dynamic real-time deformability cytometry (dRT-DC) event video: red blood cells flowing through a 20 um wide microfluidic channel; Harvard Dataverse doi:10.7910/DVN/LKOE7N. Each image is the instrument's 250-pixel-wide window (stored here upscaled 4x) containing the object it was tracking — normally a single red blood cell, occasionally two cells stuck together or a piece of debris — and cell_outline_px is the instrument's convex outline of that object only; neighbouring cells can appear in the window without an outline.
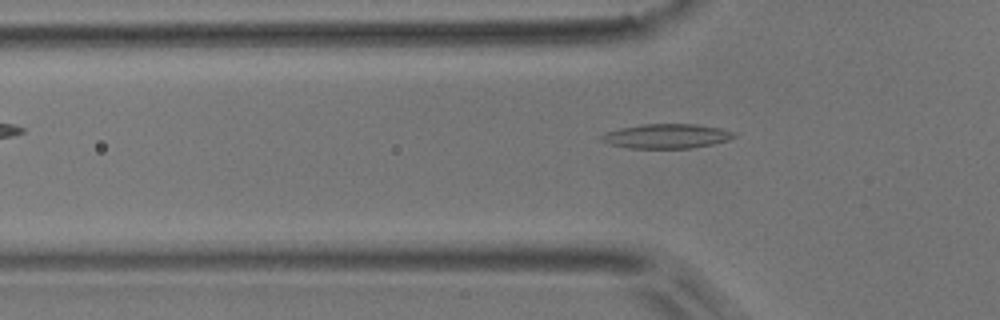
{"species": "common noctule bat (a hibernating species)", "species_latin": "Nyctalus noctula", "temperature_condition": "room temperature", "stored_images_in_passage": 38, "camera_frame_rate_fps": 3000, "um_per_image_px": 0.085, "animal": {"sex": "male", "body_mass_g": 17.9}, "frame": {"image": 1, "passage_image": 2, "time_ms": 0.333, "image_size_px": [1000, 320], "cell_outline_px": [[736, 136], [728, 140], [712, 144], [692, 148], [628, 148], [608, 144], [600, 140], [600, 136], [608, 132], [620, 128], [644, 124], [696, 124], [720, 128], [736, 132]], "centroid_in_image_um": [56.67, 11.57], "position_along_channel_um": 69.1, "area_um2": 18.9}}
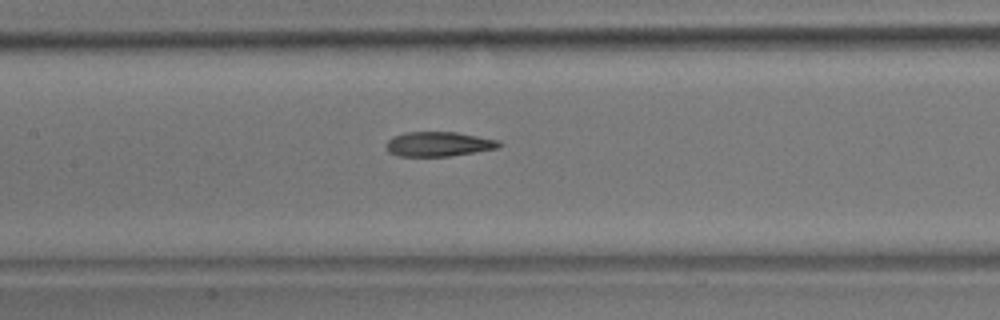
{"frame": {"image": 2, "passage_image": 10, "time_ms": 3.0, "image_size_px": [1000, 320], "cell_outline_px": [[504, 144], [500, 148], [476, 152], [448, 156], [400, 156], [388, 152], [384, 144], [392, 136], [404, 132], [456, 132], [500, 140]], "centroid_in_image_um": [37.3, 12.24], "position_along_channel_um": 170.1, "area_um2": 16.47}}
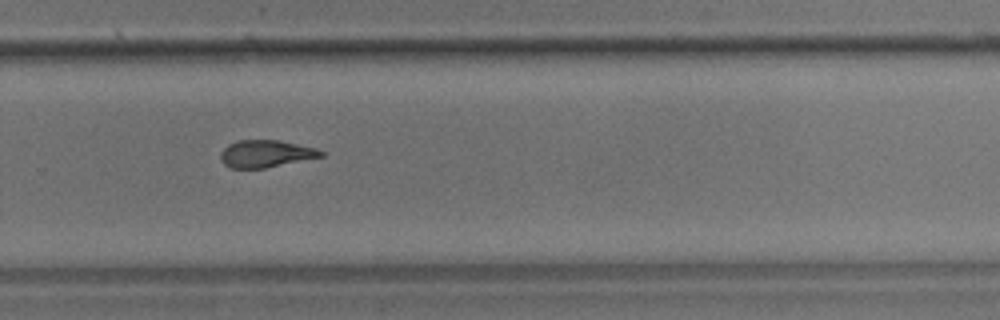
{"frame": {"image": 3, "passage_image": 21, "time_ms": 6.667, "image_size_px": [1000, 320], "cell_outline_px": [[324, 156], [264, 168], [228, 168], [220, 160], [220, 152], [228, 144], [236, 140], [280, 140], [316, 148], [324, 152]], "centroid_in_image_um": [22.56, 13.06], "position_along_channel_um": 307.2, "area_um2": 16.01}, "authors_computed_cell_mechanics": {"area_um2": 16.3574, "velocity_mm_per_s": 3.7525, "shape_relaxation_time_tau1_ms": null, "shape_relaxation_time_tau2_ms": 2.9443, "deformation_change_tau1": null, "deformation_change_tau2": 0.1098}}